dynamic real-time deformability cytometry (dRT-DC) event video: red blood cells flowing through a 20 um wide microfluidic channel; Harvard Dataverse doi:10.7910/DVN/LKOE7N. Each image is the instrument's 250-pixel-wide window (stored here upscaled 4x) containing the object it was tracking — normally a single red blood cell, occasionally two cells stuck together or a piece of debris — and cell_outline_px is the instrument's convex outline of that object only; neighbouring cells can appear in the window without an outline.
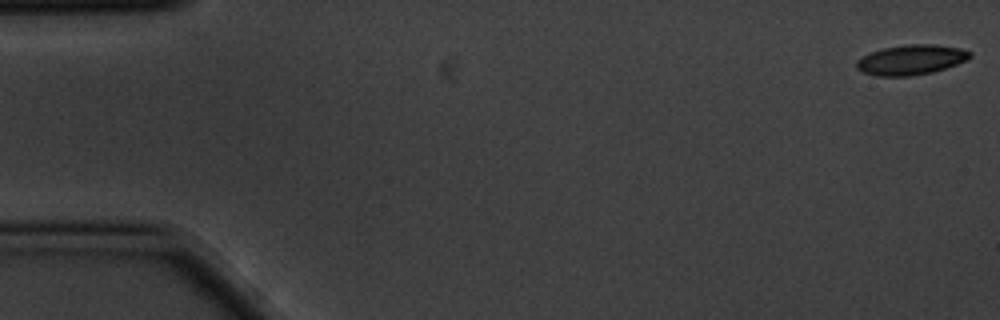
{"species": "common noctule bat (a hibernating species)", "species_latin": "Nyctalus noctula", "temperature_condition": "cold", "stored_images_in_passage": 4, "camera_frame_rate_fps": 3000, "um_per_image_px": 0.085, "animal": {"sex": "male", "body_mass_g": 20.1, "forearm_length_mm": 53.5}, "frame": {"image": 1, "passage_image": 1, "time_ms": 0.0, "image_size_px": [1000, 320], "cell_outline_px": [[972, 56], [968, 60], [932, 72], [912, 76], [876, 76], [864, 72], [856, 68], [856, 60], [872, 52], [884, 48], [908, 44], [936, 44], [960, 48], [972, 52]], "centroid_in_image_um": [77.47, 5.08], "position_along_channel_um": 7.5, "area_um2": 19.77}}
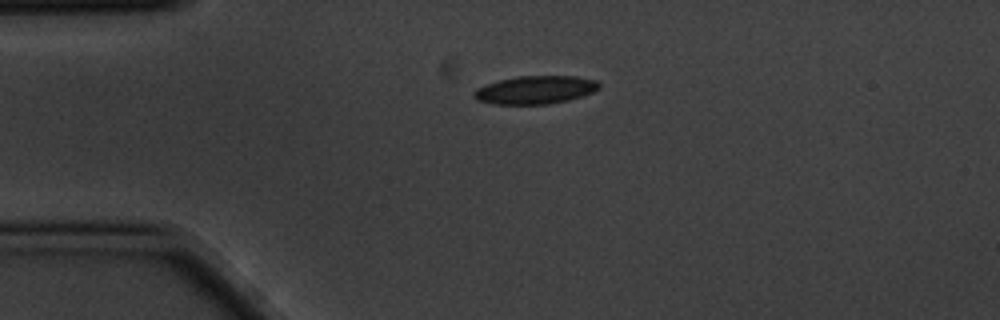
{"frame": {"image": 2, "passage_image": 4, "time_ms": 1.0, "image_size_px": [1000, 320], "cell_outline_px": [[600, 88], [592, 92], [568, 100], [548, 104], [492, 104], [476, 100], [472, 96], [472, 92], [476, 88], [500, 80], [516, 76], [576, 76], [596, 80], [600, 84]], "centroid_in_image_um": [45.47, 7.64], "position_along_channel_um": 39.5, "area_um2": 20.52}}